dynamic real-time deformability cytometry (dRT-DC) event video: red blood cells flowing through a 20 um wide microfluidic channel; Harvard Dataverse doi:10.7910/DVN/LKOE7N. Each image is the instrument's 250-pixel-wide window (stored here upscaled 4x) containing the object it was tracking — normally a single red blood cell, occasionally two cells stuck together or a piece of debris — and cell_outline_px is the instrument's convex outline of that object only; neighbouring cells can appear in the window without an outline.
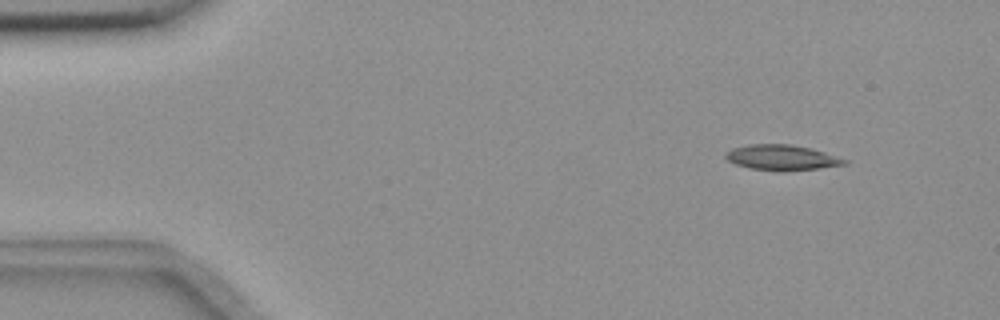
{"species": "common noctule bat (a hibernating species)", "species_latin": "Nyctalus noctula", "temperature_condition": "room temperature", "stored_images_in_passage": 6, "camera_frame_rate_fps": 3000, "um_per_image_px": 0.085, "animal": {"sex": "female", "body_mass_g": 18.4}, "frame": {"image": 1, "passage_image": 2, "time_ms": 0.333, "image_size_px": [1000, 320], "cell_outline_px": [[848, 164], [820, 168], [784, 172], [752, 168], [736, 164], [728, 160], [724, 156], [724, 152], [732, 148], [748, 144], [788, 144], [808, 148], [824, 152], [848, 160]], "centroid_in_image_um": [66.44, 13.4], "position_along_channel_um": 18.6, "area_um2": 17.57}}
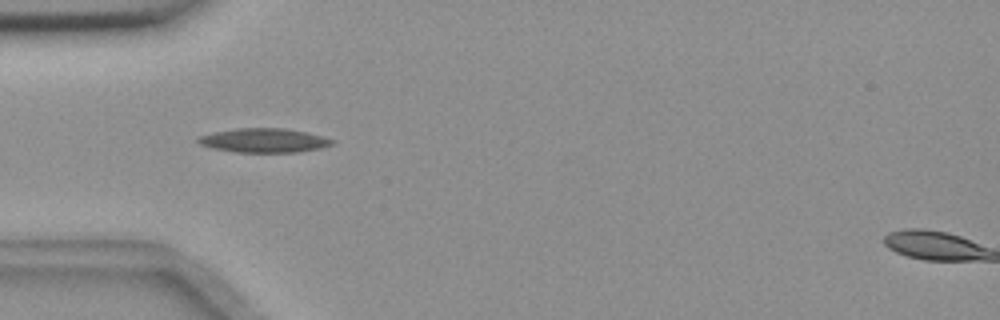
{"frame": {"image": 2, "passage_image": 5, "time_ms": 1.333, "image_size_px": [1000, 320], "cell_outline_px": [[336, 144], [320, 148], [296, 152], [236, 152], [212, 148], [200, 144], [196, 140], [200, 136], [216, 132], [236, 128], [284, 128], [304, 132], [336, 140]], "centroid_in_image_um": [22.46, 11.94], "position_along_channel_um": 62.5, "area_um2": 18.67}}